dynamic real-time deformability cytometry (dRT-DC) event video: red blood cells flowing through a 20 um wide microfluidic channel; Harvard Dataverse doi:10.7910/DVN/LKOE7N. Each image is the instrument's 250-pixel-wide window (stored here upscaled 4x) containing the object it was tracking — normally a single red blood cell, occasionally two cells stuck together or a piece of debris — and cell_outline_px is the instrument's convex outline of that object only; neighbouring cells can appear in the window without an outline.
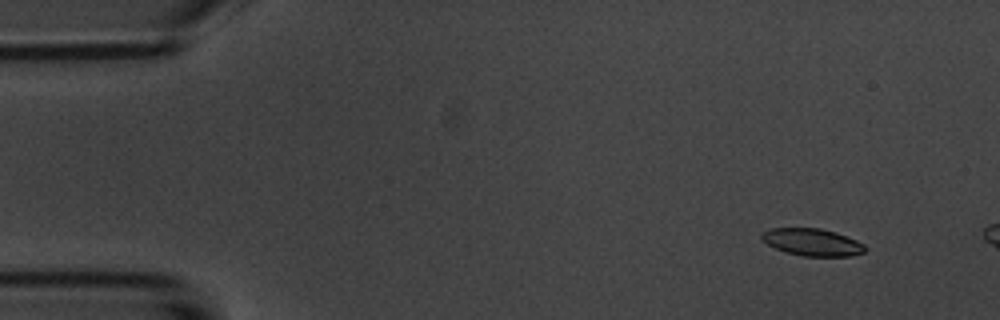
{"species": "common noctule bat (a hibernating species)", "species_latin": "Nyctalus noctula", "temperature_condition": "room temperature", "stored_images_in_passage": 11, "camera_frame_rate_fps": 3000, "um_per_image_px": 0.085, "animal": {"sex": "male", "body_mass_g": 20.1, "forearm_length_mm": 53.5}, "frame": {"image": 1, "passage_image": 5, "time_ms": 1.333, "image_size_px": [1000, 320], "cell_outline_px": [[868, 248], [864, 252], [852, 256], [804, 256], [788, 252], [776, 248], [768, 244], [760, 236], [760, 232], [768, 228], [820, 228], [836, 232], [856, 240], [864, 244]], "centroid_in_image_um": [69.06, 20.57], "position_along_channel_um": 15.9, "area_um2": 16.42}}